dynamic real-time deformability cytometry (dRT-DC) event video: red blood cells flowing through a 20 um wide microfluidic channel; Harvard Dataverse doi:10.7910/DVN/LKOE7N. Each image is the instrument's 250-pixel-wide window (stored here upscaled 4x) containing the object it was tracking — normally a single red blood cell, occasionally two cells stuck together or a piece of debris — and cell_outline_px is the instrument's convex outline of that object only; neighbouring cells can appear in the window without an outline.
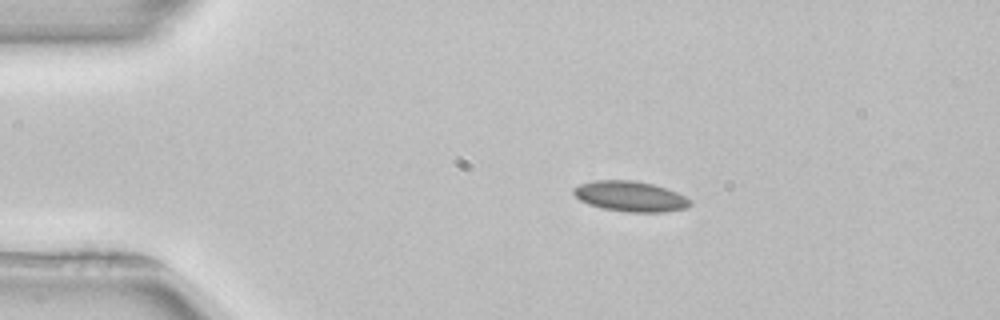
{"species": "common noctule bat (a hibernating species)", "species_latin": "Nyctalus noctula", "temperature_condition": "room temperature", "stored_images_in_passage": 43, "camera_frame_rate_fps": 3000, "um_per_image_px": 0.085, "animal": {"sex": "female", "body_mass_g": 22.7, "forearm_length_mm": 54.2}, "frame": {"image": 1, "passage_image": 1, "time_ms": 0.0, "image_size_px": [1000, 320], "cell_outline_px": [[692, 204], [688, 208], [664, 212], [628, 212], [604, 208], [588, 204], [580, 200], [572, 192], [572, 188], [580, 184], [592, 180], [632, 180], [652, 184], [676, 192], [692, 200]], "centroid_in_image_um": [53.58, 16.69], "position_along_channel_um": 31.4, "area_um2": 20.63}}
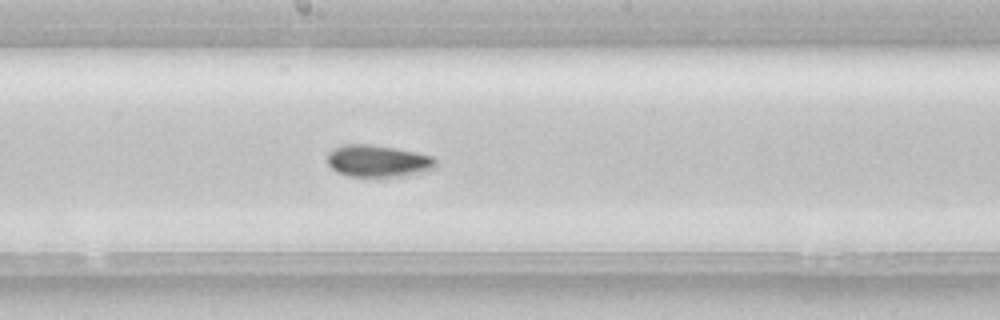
{"frame": {"image": 2, "passage_image": 19, "time_ms": 6.0, "image_size_px": [1000, 320], "cell_outline_px": [[436, 168], [424, 172], [404, 176], [348, 176], [336, 172], [328, 164], [328, 152], [344, 144], [368, 144], [396, 148], [416, 152], [432, 156], [436, 160]], "centroid_in_image_um": [32.15, 13.69], "position_along_channel_um": 216.1, "area_um2": 20.23}}
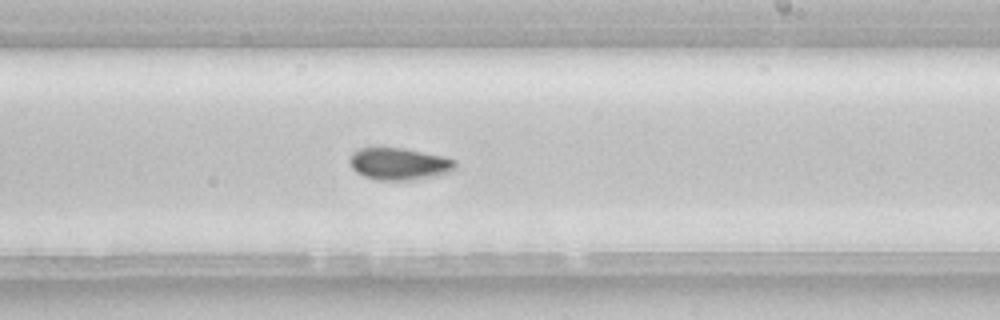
{"frame": {"image": 3, "passage_image": 22, "time_ms": 7.0, "image_size_px": [1000, 320], "cell_outline_px": [[456, 168], [452, 172], [412, 180], [376, 180], [364, 176], [356, 172], [352, 168], [348, 160], [352, 152], [360, 148], [404, 148], [444, 156], [456, 160]], "centroid_in_image_um": [33.93, 13.93], "position_along_channel_um": 255.1, "area_um2": 19.88}}